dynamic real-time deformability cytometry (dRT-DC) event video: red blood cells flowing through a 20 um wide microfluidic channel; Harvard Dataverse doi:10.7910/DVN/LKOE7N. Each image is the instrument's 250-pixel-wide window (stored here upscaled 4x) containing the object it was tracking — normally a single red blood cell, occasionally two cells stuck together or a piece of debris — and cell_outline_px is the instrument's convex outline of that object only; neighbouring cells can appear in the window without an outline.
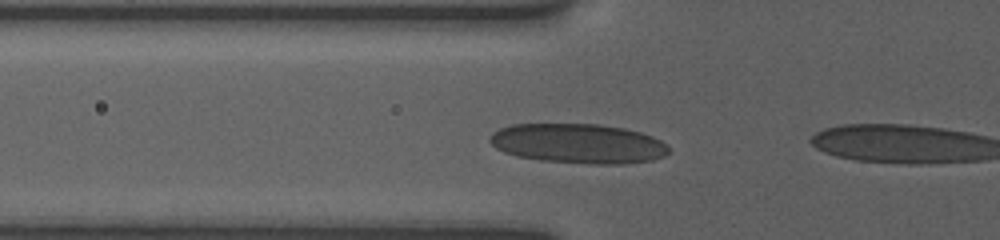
{"species": "human", "species_latin": "Homo sapiens", "temperature_condition": "room temperature", "stored_images_in_passage": 7, "camera_frame_rate_fps": 3000, "um_per_image_px": 0.085, "donor": {"sex": "female"}, "frame": {"image": 1, "passage_image": 6, "time_ms": 3.667, "image_size_px": [1000, 240], "cell_outline_px": [[668, 152], [664, 156], [652, 160], [624, 164], [592, 164], [540, 160], [516, 156], [504, 152], [496, 148], [488, 140], [488, 136], [492, 132], [500, 128], [512, 124], [596, 124], [624, 128], [640, 132], [652, 136], [668, 144]], "centroid_in_image_um": [49.13, 12.2], "position_along_channel_um": 76.7, "area_um2": 41.56}}